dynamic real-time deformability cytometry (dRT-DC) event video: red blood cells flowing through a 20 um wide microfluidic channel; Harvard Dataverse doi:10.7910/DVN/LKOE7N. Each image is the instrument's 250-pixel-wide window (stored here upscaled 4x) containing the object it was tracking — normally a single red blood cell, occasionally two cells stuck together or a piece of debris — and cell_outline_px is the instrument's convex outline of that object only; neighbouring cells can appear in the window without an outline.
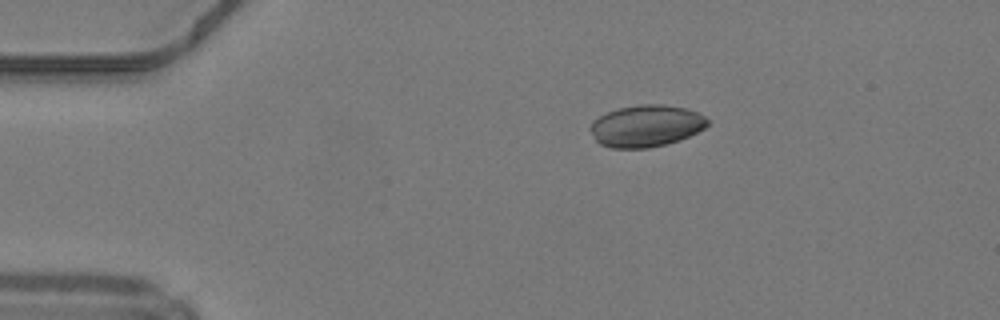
{"species": "common noctule bat (a hibernating species)", "species_latin": "Nyctalus noctula", "temperature_condition": "warm", "stored_images_in_passage": 41, "camera_frame_rate_fps": 3000, "um_per_image_px": 0.085, "animal": {"sex": "male", "body_mass_g": 19.2, "forearm_length_mm": 51.8}, "frame": {"image": 1, "passage_image": 1, "time_ms": 0.0, "image_size_px": [1000, 320], "cell_outline_px": [[708, 124], [704, 128], [680, 140], [648, 148], [612, 148], [600, 144], [596, 140], [588, 128], [592, 120], [608, 112], [620, 108], [640, 104], [660, 104], [688, 108], [704, 116], [708, 120]], "centroid_in_image_um": [54.9, 10.7], "position_along_channel_um": 30.1, "area_um2": 28.5}}
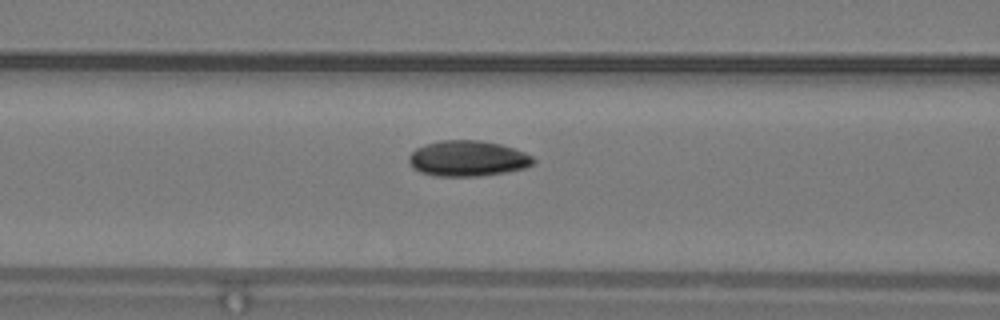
{"frame": {"image": 2, "passage_image": 12, "time_ms": 3.667, "image_size_px": [1000, 320], "cell_outline_px": [[536, 160], [532, 164], [524, 168], [508, 172], [480, 176], [432, 176], [420, 172], [412, 168], [408, 160], [408, 156], [416, 148], [424, 144], [440, 140], [480, 140], [500, 144], [524, 152], [532, 156]], "centroid_in_image_um": [39.72, 13.47], "position_along_channel_um": 126.9, "area_um2": 26.07}}
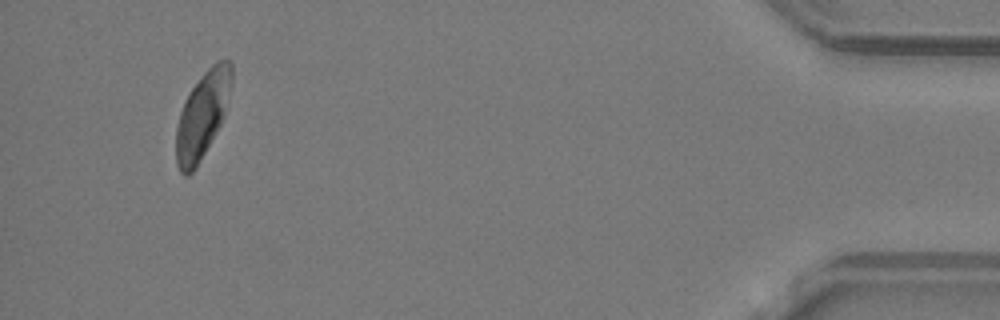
{"frame": {"image": 3, "passage_image": 38, "time_ms": 12.333, "image_size_px": [1000, 320], "cell_outline_px": [[232, 80], [224, 116], [216, 132], [196, 168], [188, 176], [184, 176], [180, 172], [176, 164], [176, 128], [180, 112], [184, 100], [192, 88], [204, 72], [216, 60], [232, 60]], "centroid_in_image_um": [17.19, 9.78], "position_along_channel_um": 418.0, "area_um2": 27.86}, "authors_computed_cell_mechanics": {"area_um2": 26.2412, "velocity_mm_per_s": 4.2181, "shape_relaxation_time_tau1_ms": 1.9104, "shape_relaxation_time_tau2_ms": null, "deformation_change_tau1": 0.0654, "deformation_change_tau2": null}}